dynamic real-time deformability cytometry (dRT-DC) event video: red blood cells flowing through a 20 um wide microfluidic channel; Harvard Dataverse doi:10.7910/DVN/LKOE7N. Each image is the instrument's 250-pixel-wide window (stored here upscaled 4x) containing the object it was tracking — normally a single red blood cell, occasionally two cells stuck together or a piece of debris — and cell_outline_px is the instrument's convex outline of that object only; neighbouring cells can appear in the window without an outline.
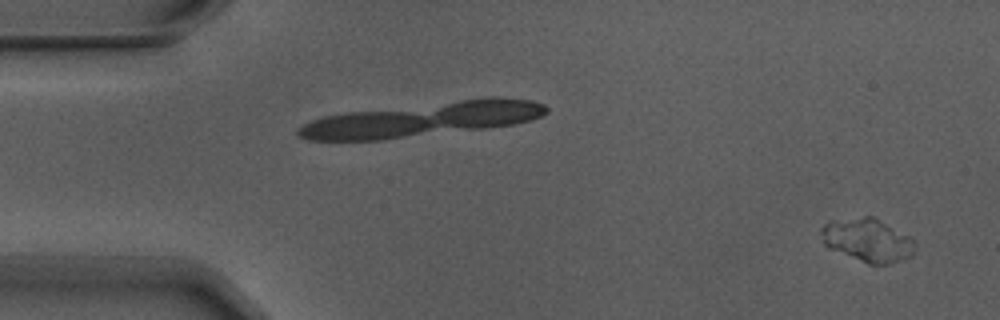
{"species": "Egyptian fruit bat (a non-hibernating species)", "species_latin": "Rousettus aegyptiacus", "temperature_condition": "warm", "stored_images_in_passage": 3, "camera_frame_rate_fps": 3000, "um_per_image_px": 0.085, "animal": {"sex": "male"}, "frame": {"image": 1, "passage_image": 1, "time_ms": 0.0, "image_size_px": [1000, 320], "cell_outline_px": [[916, 248], [912, 256], [888, 264], [868, 264], [828, 248], [824, 244], [820, 232], [820, 228], [828, 220], [864, 216], [876, 216], [908, 236], [916, 244]], "centroid_in_image_um": [73.72, 20.39], "position_along_channel_um": 11.3, "area_um2": 23.99}}